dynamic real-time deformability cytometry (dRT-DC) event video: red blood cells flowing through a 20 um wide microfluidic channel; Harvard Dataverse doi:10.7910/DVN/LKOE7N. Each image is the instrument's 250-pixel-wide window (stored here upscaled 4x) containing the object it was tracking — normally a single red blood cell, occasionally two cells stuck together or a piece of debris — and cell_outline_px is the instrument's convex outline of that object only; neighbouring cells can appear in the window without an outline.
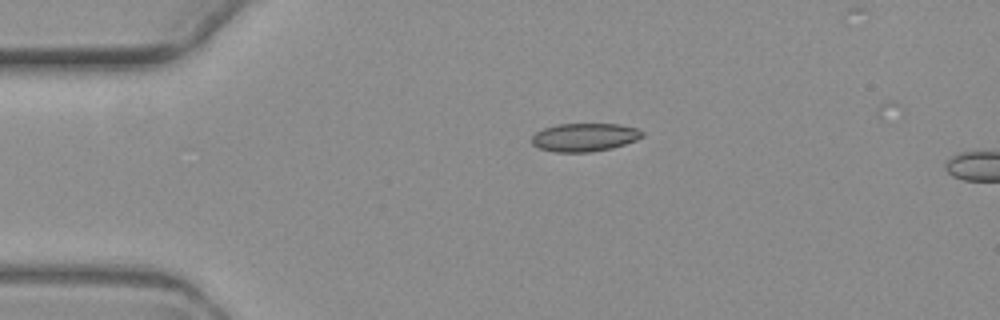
{"species": "common noctule bat (a hibernating species)", "species_latin": "Nyctalus noctula", "temperature_condition": "warm", "stored_images_in_passage": 3, "camera_frame_rate_fps": 3000, "um_per_image_px": 0.085, "animal": {"sex": "female", "body_mass_g": 19.3, "forearm_length_mm": 54.1}, "frame": {"image": 1, "passage_image": 1, "time_ms": 0.0, "image_size_px": [1000, 320], "cell_outline_px": [[644, 136], [636, 140], [612, 148], [592, 152], [556, 152], [540, 148], [532, 144], [532, 136], [536, 132], [544, 128], [556, 124], [620, 124], [636, 128], [644, 132]], "centroid_in_image_um": [49.7, 11.66], "position_along_channel_um": 35.3, "area_um2": 18.21}}